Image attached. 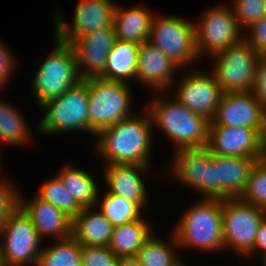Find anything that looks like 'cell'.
<instances>
[{
    "label": "cell",
    "mask_w": 266,
    "mask_h": 266,
    "mask_svg": "<svg viewBox=\"0 0 266 266\" xmlns=\"http://www.w3.org/2000/svg\"><path fill=\"white\" fill-rule=\"evenodd\" d=\"M145 115H133L96 134L95 148L105 157L107 164L150 166L153 121L149 111L146 110Z\"/></svg>",
    "instance_id": "cell-1"
},
{
    "label": "cell",
    "mask_w": 266,
    "mask_h": 266,
    "mask_svg": "<svg viewBox=\"0 0 266 266\" xmlns=\"http://www.w3.org/2000/svg\"><path fill=\"white\" fill-rule=\"evenodd\" d=\"M222 217L221 199L203 198L197 201L177 222L172 243L206 251L223 250Z\"/></svg>",
    "instance_id": "cell-2"
},
{
    "label": "cell",
    "mask_w": 266,
    "mask_h": 266,
    "mask_svg": "<svg viewBox=\"0 0 266 266\" xmlns=\"http://www.w3.org/2000/svg\"><path fill=\"white\" fill-rule=\"evenodd\" d=\"M147 107L153 124L165 132L176 143L175 150L201 147L208 143L209 121L195 114L176 98L162 100L155 98Z\"/></svg>",
    "instance_id": "cell-3"
},
{
    "label": "cell",
    "mask_w": 266,
    "mask_h": 266,
    "mask_svg": "<svg viewBox=\"0 0 266 266\" xmlns=\"http://www.w3.org/2000/svg\"><path fill=\"white\" fill-rule=\"evenodd\" d=\"M88 91L89 128L97 134L100 130L127 119L133 114L130 83L107 80L101 77L82 81Z\"/></svg>",
    "instance_id": "cell-4"
},
{
    "label": "cell",
    "mask_w": 266,
    "mask_h": 266,
    "mask_svg": "<svg viewBox=\"0 0 266 266\" xmlns=\"http://www.w3.org/2000/svg\"><path fill=\"white\" fill-rule=\"evenodd\" d=\"M55 42L53 53L38 66L33 81L32 93L39 106L83 81L72 46L57 39Z\"/></svg>",
    "instance_id": "cell-5"
},
{
    "label": "cell",
    "mask_w": 266,
    "mask_h": 266,
    "mask_svg": "<svg viewBox=\"0 0 266 266\" xmlns=\"http://www.w3.org/2000/svg\"><path fill=\"white\" fill-rule=\"evenodd\" d=\"M40 108L45 109V115L37 127L38 132L42 134H57L67 130L85 131L96 135L89 128V98L83 82L59 97L46 101Z\"/></svg>",
    "instance_id": "cell-6"
},
{
    "label": "cell",
    "mask_w": 266,
    "mask_h": 266,
    "mask_svg": "<svg viewBox=\"0 0 266 266\" xmlns=\"http://www.w3.org/2000/svg\"><path fill=\"white\" fill-rule=\"evenodd\" d=\"M41 242L31 217L20 206L8 217L0 232L1 265L27 266L33 262L36 266L42 250Z\"/></svg>",
    "instance_id": "cell-7"
},
{
    "label": "cell",
    "mask_w": 266,
    "mask_h": 266,
    "mask_svg": "<svg viewBox=\"0 0 266 266\" xmlns=\"http://www.w3.org/2000/svg\"><path fill=\"white\" fill-rule=\"evenodd\" d=\"M259 54L244 38L213 55L216 61L213 74L223 93L253 90Z\"/></svg>",
    "instance_id": "cell-8"
},
{
    "label": "cell",
    "mask_w": 266,
    "mask_h": 266,
    "mask_svg": "<svg viewBox=\"0 0 266 266\" xmlns=\"http://www.w3.org/2000/svg\"><path fill=\"white\" fill-rule=\"evenodd\" d=\"M149 41L180 68L196 61L195 24L176 16H154Z\"/></svg>",
    "instance_id": "cell-9"
},
{
    "label": "cell",
    "mask_w": 266,
    "mask_h": 266,
    "mask_svg": "<svg viewBox=\"0 0 266 266\" xmlns=\"http://www.w3.org/2000/svg\"><path fill=\"white\" fill-rule=\"evenodd\" d=\"M222 214L224 249L232 247L242 255H249L254 250L260 222L266 211L240 198H229L222 200Z\"/></svg>",
    "instance_id": "cell-10"
},
{
    "label": "cell",
    "mask_w": 266,
    "mask_h": 266,
    "mask_svg": "<svg viewBox=\"0 0 266 266\" xmlns=\"http://www.w3.org/2000/svg\"><path fill=\"white\" fill-rule=\"evenodd\" d=\"M200 25H195L196 50L199 55H213L240 42L244 36L232 8L223 5L205 10Z\"/></svg>",
    "instance_id": "cell-11"
},
{
    "label": "cell",
    "mask_w": 266,
    "mask_h": 266,
    "mask_svg": "<svg viewBox=\"0 0 266 266\" xmlns=\"http://www.w3.org/2000/svg\"><path fill=\"white\" fill-rule=\"evenodd\" d=\"M73 24L69 26L60 13L55 17V39L72 44L77 38L113 26L116 4L111 0H80Z\"/></svg>",
    "instance_id": "cell-12"
},
{
    "label": "cell",
    "mask_w": 266,
    "mask_h": 266,
    "mask_svg": "<svg viewBox=\"0 0 266 266\" xmlns=\"http://www.w3.org/2000/svg\"><path fill=\"white\" fill-rule=\"evenodd\" d=\"M266 129L209 125V151L220 156L264 158Z\"/></svg>",
    "instance_id": "cell-13"
},
{
    "label": "cell",
    "mask_w": 266,
    "mask_h": 266,
    "mask_svg": "<svg viewBox=\"0 0 266 266\" xmlns=\"http://www.w3.org/2000/svg\"><path fill=\"white\" fill-rule=\"evenodd\" d=\"M177 91L175 97L181 104L212 121L223 93L213 73L191 71L183 77Z\"/></svg>",
    "instance_id": "cell-14"
},
{
    "label": "cell",
    "mask_w": 266,
    "mask_h": 266,
    "mask_svg": "<svg viewBox=\"0 0 266 266\" xmlns=\"http://www.w3.org/2000/svg\"><path fill=\"white\" fill-rule=\"evenodd\" d=\"M209 125L266 129V111L252 91L222 93L215 116Z\"/></svg>",
    "instance_id": "cell-15"
},
{
    "label": "cell",
    "mask_w": 266,
    "mask_h": 266,
    "mask_svg": "<svg viewBox=\"0 0 266 266\" xmlns=\"http://www.w3.org/2000/svg\"><path fill=\"white\" fill-rule=\"evenodd\" d=\"M116 40L114 26H111L81 36L71 44L83 80L104 73L108 54Z\"/></svg>",
    "instance_id": "cell-16"
},
{
    "label": "cell",
    "mask_w": 266,
    "mask_h": 266,
    "mask_svg": "<svg viewBox=\"0 0 266 266\" xmlns=\"http://www.w3.org/2000/svg\"><path fill=\"white\" fill-rule=\"evenodd\" d=\"M180 67L150 41L139 46L136 80L163 93L174 81V73Z\"/></svg>",
    "instance_id": "cell-17"
},
{
    "label": "cell",
    "mask_w": 266,
    "mask_h": 266,
    "mask_svg": "<svg viewBox=\"0 0 266 266\" xmlns=\"http://www.w3.org/2000/svg\"><path fill=\"white\" fill-rule=\"evenodd\" d=\"M149 169L150 166L135 164H107L104 171L105 182L109 186L107 192L133 201L143 210L148 198L140 175Z\"/></svg>",
    "instance_id": "cell-18"
},
{
    "label": "cell",
    "mask_w": 266,
    "mask_h": 266,
    "mask_svg": "<svg viewBox=\"0 0 266 266\" xmlns=\"http://www.w3.org/2000/svg\"><path fill=\"white\" fill-rule=\"evenodd\" d=\"M21 207L31 217L33 225L42 239L52 235L60 240L72 235V219L37 195L29 202H25L21 195Z\"/></svg>",
    "instance_id": "cell-19"
},
{
    "label": "cell",
    "mask_w": 266,
    "mask_h": 266,
    "mask_svg": "<svg viewBox=\"0 0 266 266\" xmlns=\"http://www.w3.org/2000/svg\"><path fill=\"white\" fill-rule=\"evenodd\" d=\"M218 167V182L223 187V199L240 198L248 184L250 172L262 158L220 156L212 154Z\"/></svg>",
    "instance_id": "cell-20"
},
{
    "label": "cell",
    "mask_w": 266,
    "mask_h": 266,
    "mask_svg": "<svg viewBox=\"0 0 266 266\" xmlns=\"http://www.w3.org/2000/svg\"><path fill=\"white\" fill-rule=\"evenodd\" d=\"M91 211L93 207L82 208L72 219V236L81 246L108 247L114 226L99 209Z\"/></svg>",
    "instance_id": "cell-21"
},
{
    "label": "cell",
    "mask_w": 266,
    "mask_h": 266,
    "mask_svg": "<svg viewBox=\"0 0 266 266\" xmlns=\"http://www.w3.org/2000/svg\"><path fill=\"white\" fill-rule=\"evenodd\" d=\"M153 15L142 6L123 10L116 5L113 26L116 38L138 45L149 41Z\"/></svg>",
    "instance_id": "cell-22"
},
{
    "label": "cell",
    "mask_w": 266,
    "mask_h": 266,
    "mask_svg": "<svg viewBox=\"0 0 266 266\" xmlns=\"http://www.w3.org/2000/svg\"><path fill=\"white\" fill-rule=\"evenodd\" d=\"M139 46L117 39L108 54L104 73L100 77L126 83L133 78L136 80Z\"/></svg>",
    "instance_id": "cell-23"
},
{
    "label": "cell",
    "mask_w": 266,
    "mask_h": 266,
    "mask_svg": "<svg viewBox=\"0 0 266 266\" xmlns=\"http://www.w3.org/2000/svg\"><path fill=\"white\" fill-rule=\"evenodd\" d=\"M151 225L144 217L114 226L108 248L118 258L136 257L141 246L151 237Z\"/></svg>",
    "instance_id": "cell-24"
},
{
    "label": "cell",
    "mask_w": 266,
    "mask_h": 266,
    "mask_svg": "<svg viewBox=\"0 0 266 266\" xmlns=\"http://www.w3.org/2000/svg\"><path fill=\"white\" fill-rule=\"evenodd\" d=\"M172 172L186 185L202 193L203 164L212 158L207 145L201 147L185 148L175 152Z\"/></svg>",
    "instance_id": "cell-25"
},
{
    "label": "cell",
    "mask_w": 266,
    "mask_h": 266,
    "mask_svg": "<svg viewBox=\"0 0 266 266\" xmlns=\"http://www.w3.org/2000/svg\"><path fill=\"white\" fill-rule=\"evenodd\" d=\"M58 176L66 190L81 208L94 207L99 203L98 188L93 176L83 169L64 166Z\"/></svg>",
    "instance_id": "cell-26"
},
{
    "label": "cell",
    "mask_w": 266,
    "mask_h": 266,
    "mask_svg": "<svg viewBox=\"0 0 266 266\" xmlns=\"http://www.w3.org/2000/svg\"><path fill=\"white\" fill-rule=\"evenodd\" d=\"M81 249L72 235L58 239L57 244L41 250L36 266H82Z\"/></svg>",
    "instance_id": "cell-27"
},
{
    "label": "cell",
    "mask_w": 266,
    "mask_h": 266,
    "mask_svg": "<svg viewBox=\"0 0 266 266\" xmlns=\"http://www.w3.org/2000/svg\"><path fill=\"white\" fill-rule=\"evenodd\" d=\"M21 116L12 105L0 99V141L14 145L29 143L31 133Z\"/></svg>",
    "instance_id": "cell-28"
},
{
    "label": "cell",
    "mask_w": 266,
    "mask_h": 266,
    "mask_svg": "<svg viewBox=\"0 0 266 266\" xmlns=\"http://www.w3.org/2000/svg\"><path fill=\"white\" fill-rule=\"evenodd\" d=\"M153 235L138 250L135 258L139 266H183L172 246Z\"/></svg>",
    "instance_id": "cell-29"
},
{
    "label": "cell",
    "mask_w": 266,
    "mask_h": 266,
    "mask_svg": "<svg viewBox=\"0 0 266 266\" xmlns=\"http://www.w3.org/2000/svg\"><path fill=\"white\" fill-rule=\"evenodd\" d=\"M100 205V212L113 226L127 224L142 218V208L137 203L109 192L104 195Z\"/></svg>",
    "instance_id": "cell-30"
},
{
    "label": "cell",
    "mask_w": 266,
    "mask_h": 266,
    "mask_svg": "<svg viewBox=\"0 0 266 266\" xmlns=\"http://www.w3.org/2000/svg\"><path fill=\"white\" fill-rule=\"evenodd\" d=\"M36 195L55 208L63 211L71 219L82 210L70 193H68L59 176L46 181Z\"/></svg>",
    "instance_id": "cell-31"
},
{
    "label": "cell",
    "mask_w": 266,
    "mask_h": 266,
    "mask_svg": "<svg viewBox=\"0 0 266 266\" xmlns=\"http://www.w3.org/2000/svg\"><path fill=\"white\" fill-rule=\"evenodd\" d=\"M240 199L266 211V157L254 164Z\"/></svg>",
    "instance_id": "cell-32"
},
{
    "label": "cell",
    "mask_w": 266,
    "mask_h": 266,
    "mask_svg": "<svg viewBox=\"0 0 266 266\" xmlns=\"http://www.w3.org/2000/svg\"><path fill=\"white\" fill-rule=\"evenodd\" d=\"M234 15L239 27H249L266 15L265 0H235Z\"/></svg>",
    "instance_id": "cell-33"
},
{
    "label": "cell",
    "mask_w": 266,
    "mask_h": 266,
    "mask_svg": "<svg viewBox=\"0 0 266 266\" xmlns=\"http://www.w3.org/2000/svg\"><path fill=\"white\" fill-rule=\"evenodd\" d=\"M13 183L0 177V232L8 217L21 206V195Z\"/></svg>",
    "instance_id": "cell-34"
},
{
    "label": "cell",
    "mask_w": 266,
    "mask_h": 266,
    "mask_svg": "<svg viewBox=\"0 0 266 266\" xmlns=\"http://www.w3.org/2000/svg\"><path fill=\"white\" fill-rule=\"evenodd\" d=\"M119 258L108 248L102 246H82V266H117Z\"/></svg>",
    "instance_id": "cell-35"
},
{
    "label": "cell",
    "mask_w": 266,
    "mask_h": 266,
    "mask_svg": "<svg viewBox=\"0 0 266 266\" xmlns=\"http://www.w3.org/2000/svg\"><path fill=\"white\" fill-rule=\"evenodd\" d=\"M202 194L207 199L223 200V187L218 182V167H216V161L213 158L207 164H203Z\"/></svg>",
    "instance_id": "cell-36"
},
{
    "label": "cell",
    "mask_w": 266,
    "mask_h": 266,
    "mask_svg": "<svg viewBox=\"0 0 266 266\" xmlns=\"http://www.w3.org/2000/svg\"><path fill=\"white\" fill-rule=\"evenodd\" d=\"M249 37L244 39L261 55H266V15L248 27Z\"/></svg>",
    "instance_id": "cell-37"
},
{
    "label": "cell",
    "mask_w": 266,
    "mask_h": 266,
    "mask_svg": "<svg viewBox=\"0 0 266 266\" xmlns=\"http://www.w3.org/2000/svg\"><path fill=\"white\" fill-rule=\"evenodd\" d=\"M252 92L255 99L266 111V55H261L258 60Z\"/></svg>",
    "instance_id": "cell-38"
},
{
    "label": "cell",
    "mask_w": 266,
    "mask_h": 266,
    "mask_svg": "<svg viewBox=\"0 0 266 266\" xmlns=\"http://www.w3.org/2000/svg\"><path fill=\"white\" fill-rule=\"evenodd\" d=\"M15 64V59L12 58L8 48H5L0 41V88L8 82Z\"/></svg>",
    "instance_id": "cell-39"
},
{
    "label": "cell",
    "mask_w": 266,
    "mask_h": 266,
    "mask_svg": "<svg viewBox=\"0 0 266 266\" xmlns=\"http://www.w3.org/2000/svg\"><path fill=\"white\" fill-rule=\"evenodd\" d=\"M261 252L260 256L262 259L266 257V216L260 222L259 230L257 232L254 250L248 255L255 254L256 252Z\"/></svg>",
    "instance_id": "cell-40"
},
{
    "label": "cell",
    "mask_w": 266,
    "mask_h": 266,
    "mask_svg": "<svg viewBox=\"0 0 266 266\" xmlns=\"http://www.w3.org/2000/svg\"><path fill=\"white\" fill-rule=\"evenodd\" d=\"M117 266H139L135 257L119 258Z\"/></svg>",
    "instance_id": "cell-41"
},
{
    "label": "cell",
    "mask_w": 266,
    "mask_h": 266,
    "mask_svg": "<svg viewBox=\"0 0 266 266\" xmlns=\"http://www.w3.org/2000/svg\"><path fill=\"white\" fill-rule=\"evenodd\" d=\"M262 260H263V262H262L263 266H266V257Z\"/></svg>",
    "instance_id": "cell-42"
},
{
    "label": "cell",
    "mask_w": 266,
    "mask_h": 266,
    "mask_svg": "<svg viewBox=\"0 0 266 266\" xmlns=\"http://www.w3.org/2000/svg\"><path fill=\"white\" fill-rule=\"evenodd\" d=\"M264 142H265V147H266V132H265V135H264Z\"/></svg>",
    "instance_id": "cell-43"
}]
</instances>
